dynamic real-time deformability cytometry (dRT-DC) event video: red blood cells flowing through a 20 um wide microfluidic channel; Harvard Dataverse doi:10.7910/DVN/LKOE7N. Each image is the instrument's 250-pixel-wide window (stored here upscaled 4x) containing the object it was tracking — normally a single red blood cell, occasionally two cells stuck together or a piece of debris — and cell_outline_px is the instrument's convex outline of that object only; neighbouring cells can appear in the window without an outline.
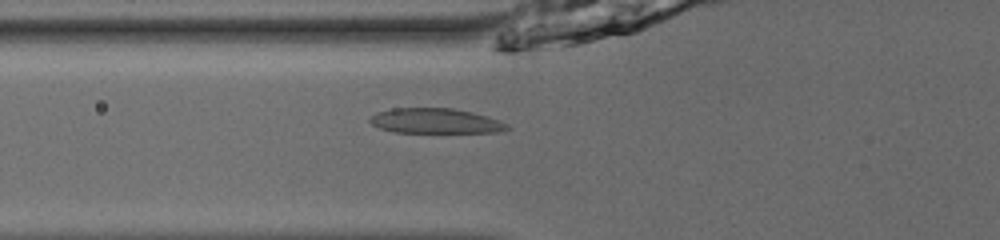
{"species": "common noctule bat (a hibernating species)", "species_latin": "Nyctalus noctula", "temperature_condition": "room temperature", "stored_images_in_passage": 53, "camera_frame_rate_fps": 3000, "um_per_image_px": 0.085, "animal": {"sex": "male", "body_mass_g": 13.0, "forearm_length_mm": 53.1}, "frame": {"image": 1, "passage_image": 22, "time_ms": 7.0, "image_size_px": [1000, 240], "cell_outline_px": [[512, 128], [500, 132], [392, 132], [380, 128], [372, 124], [368, 120], [368, 116], [376, 112], [392, 108], [452, 108], [472, 112], [500, 120], [508, 124]], "centroid_in_image_um": [37.0, 10.28], "position_along_channel_um": 88.8, "area_um2": 20.17}}
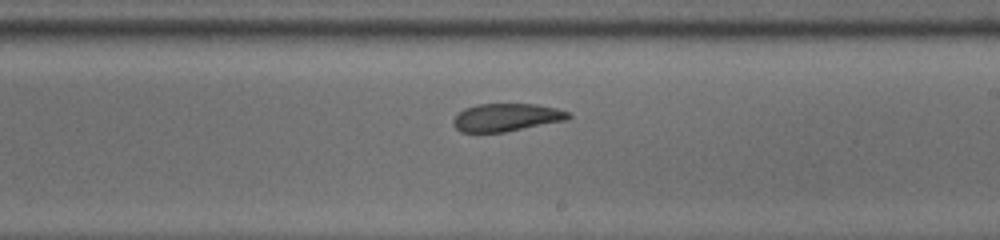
{"frame": {"image": 2, "passage_image": 34, "time_ms": 11.0, "image_size_px": [1000, 240], "cell_outline_px": [[572, 116], [568, 120], [504, 132], [460, 132], [452, 124], [452, 120], [464, 108], [476, 104], [536, 104], [556, 108], [568, 112]], "centroid_in_image_um": [43.04, 9.98], "position_along_channel_um": 246.0, "area_um2": 18.73}}
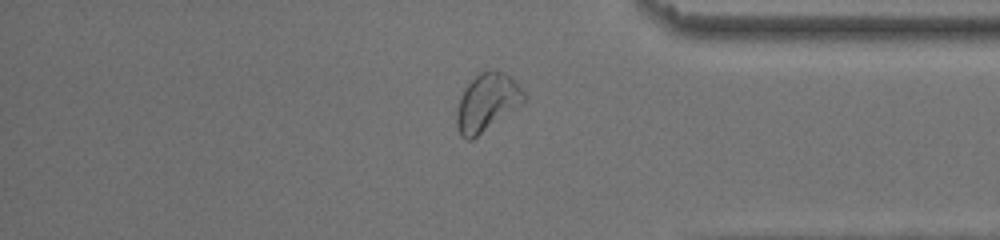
{"frame": {"image": 3, "passage_image": 46, "time_ms": 15.0, "image_size_px": [1000, 240], "cell_outline_px": [[528, 96], [524, 104], [472, 140], [464, 140], [460, 136], [456, 124], [456, 112], [460, 96], [464, 88], [480, 72], [492, 68], [504, 72]], "centroid_in_image_um": [41.39, 8.73], "position_along_channel_um": 393.8, "area_um2": 22.95}, "authors_computed_cell_mechanics": {"area_um2": 20.9236, "velocity_mm_per_s": 3.9135, "shape_relaxation_time_tau1_ms": 7.5214, "shape_relaxation_time_tau2_ms": 5.0189, "deformation_change_tau1": 0.1721, "deformation_change_tau2": 0.0734}}